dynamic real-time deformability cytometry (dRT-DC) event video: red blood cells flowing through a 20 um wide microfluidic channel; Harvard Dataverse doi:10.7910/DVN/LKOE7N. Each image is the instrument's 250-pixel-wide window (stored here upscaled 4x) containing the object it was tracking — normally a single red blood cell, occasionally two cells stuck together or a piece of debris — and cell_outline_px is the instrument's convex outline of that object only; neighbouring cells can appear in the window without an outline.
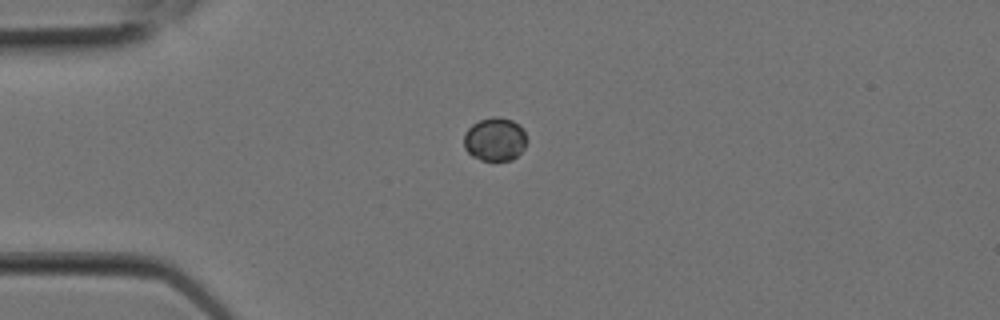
{"species": "Egyptian fruit bat (a non-hibernating species)", "species_latin": "Rousettus aegyptiacus", "temperature_condition": "room temperature", "stored_images_in_passage": 1, "camera_frame_rate_fps": 3000, "um_per_image_px": 0.085, "animal": {"sex": "female"}, "frame": {"image": 1, "passage_image": 1, "time_ms": 0.0, "image_size_px": [1000, 320], "cell_outline_px": [[528, 140], [524, 148], [512, 160], [480, 160], [472, 156], [464, 148], [464, 132], [472, 124], [480, 120], [492, 116], [496, 116], [512, 120], [524, 132]], "centroid_in_image_um": [42.04, 11.84], "position_along_channel_um": 43.0, "area_um2": 15.9}}